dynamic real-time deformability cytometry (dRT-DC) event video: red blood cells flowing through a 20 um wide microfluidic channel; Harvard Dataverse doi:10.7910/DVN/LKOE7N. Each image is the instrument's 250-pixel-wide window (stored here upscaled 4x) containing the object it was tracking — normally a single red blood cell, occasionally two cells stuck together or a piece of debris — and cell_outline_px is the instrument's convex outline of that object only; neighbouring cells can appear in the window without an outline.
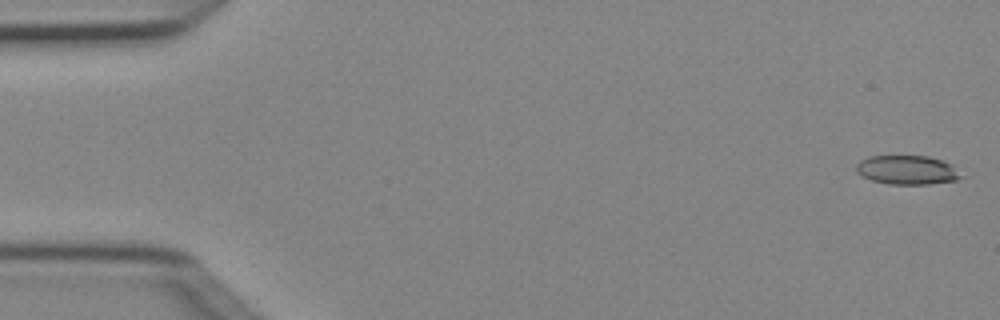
{"species": "Egyptian fruit bat (a non-hibernating species)", "species_latin": "Rousettus aegyptiacus", "temperature_condition": "cold", "stored_images_in_passage": 5, "camera_frame_rate_fps": 3000, "um_per_image_px": 0.085, "animal": {"sex": "female"}, "frame": {"image": 1, "passage_image": 1, "time_ms": 0.0, "image_size_px": [1000, 320], "cell_outline_px": [[964, 176], [956, 180], [928, 184], [888, 184], [872, 180], [856, 172], [856, 164], [860, 160], [868, 156], [928, 156], [952, 164]], "centroid_in_image_um": [77.11, 14.44], "position_along_channel_um": 7.9, "area_um2": 17.74}}
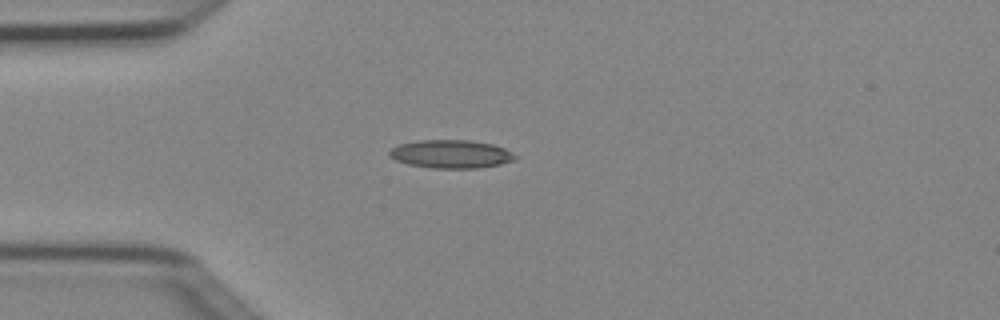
{"frame": {"image": 2, "passage_image": 4, "time_ms": 1.0, "image_size_px": [1000, 320], "cell_outline_px": [[516, 160], [500, 164], [480, 168], [432, 168], [408, 164], [396, 160], [388, 156], [388, 152], [392, 148], [400, 144], [416, 140], [472, 140], [492, 144], [504, 148], [516, 156]], "centroid_in_image_um": [38.32, 13.09], "position_along_channel_um": 46.7, "area_um2": 20.75}}